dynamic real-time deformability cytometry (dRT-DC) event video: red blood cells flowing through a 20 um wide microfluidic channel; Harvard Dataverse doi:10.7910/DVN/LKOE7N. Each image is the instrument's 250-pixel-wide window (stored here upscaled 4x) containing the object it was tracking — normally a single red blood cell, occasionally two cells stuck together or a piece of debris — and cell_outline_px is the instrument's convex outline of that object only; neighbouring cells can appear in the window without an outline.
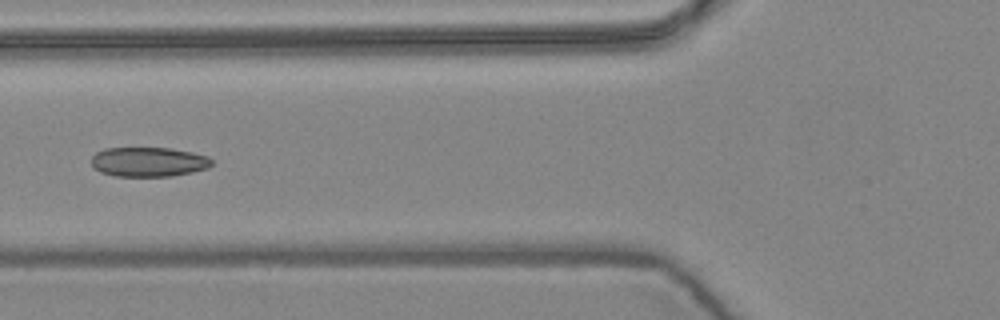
{"species": "common noctule bat (a hibernating species)", "species_latin": "Nyctalus noctula", "temperature_condition": "warm", "stored_images_in_passage": 5, "camera_frame_rate_fps": 3000, "um_per_image_px": 0.085, "animal": {"sex": "female", "body_mass_g": 24.6, "forearm_length_mm": 56.2}, "frame": {"image": 1, "passage_image": 4, "time_ms": 1.0, "image_size_px": [1000, 320], "cell_outline_px": [[212, 164], [208, 168], [192, 172], [172, 176], [116, 176], [100, 172], [92, 168], [92, 156], [96, 152], [104, 148], [172, 148], [192, 152], [208, 156], [212, 160]], "centroid_in_image_um": [12.62, 13.76], "position_along_channel_um": 113.2, "area_um2": 20.87}}
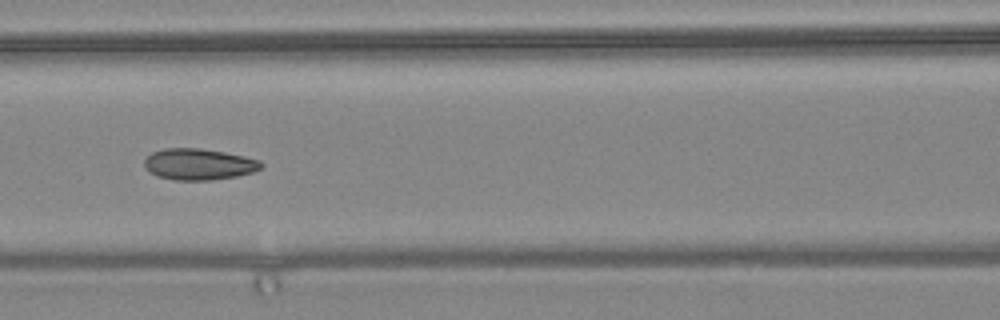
{"frame": {"image": 2, "passage_image": 5, "time_ms": 1.333, "image_size_px": [1000, 320], "cell_outline_px": [[264, 164], [260, 168], [252, 172], [236, 176], [212, 180], [176, 180], [156, 176], [144, 168], [144, 160], [152, 152], [164, 148], [200, 148], [224, 152], [244, 156], [260, 160]], "centroid_in_image_um": [16.88, 13.96], "position_along_channel_um": 149.7, "area_um2": 21.33}}